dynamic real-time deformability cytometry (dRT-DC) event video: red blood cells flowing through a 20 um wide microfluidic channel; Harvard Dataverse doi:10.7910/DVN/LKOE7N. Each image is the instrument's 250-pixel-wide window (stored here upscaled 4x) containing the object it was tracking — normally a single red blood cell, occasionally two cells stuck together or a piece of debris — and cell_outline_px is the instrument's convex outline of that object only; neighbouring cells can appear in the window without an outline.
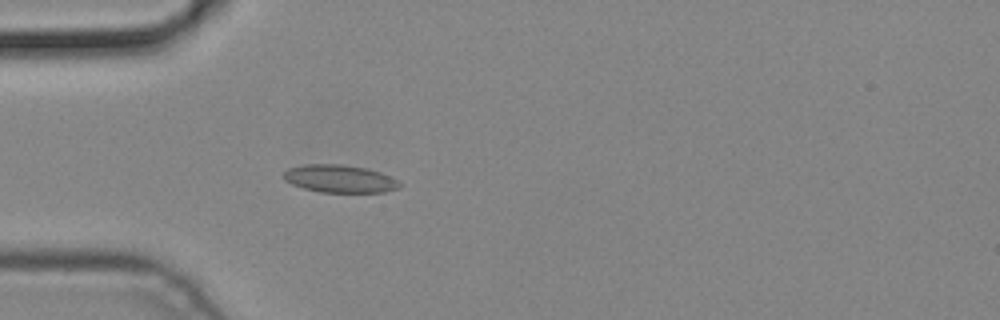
{"species": "common noctule bat (a hibernating species)", "species_latin": "Nyctalus noctula", "temperature_condition": "cold", "stored_images_in_passage": 5, "camera_frame_rate_fps": 3000, "um_per_image_px": 0.085, "animal": {"sex": "male", "body_mass_g": 19.2, "forearm_length_mm": 51.8}, "frame": {"image": 1, "passage_image": 5, "time_ms": 1.333, "image_size_px": [1000, 320], "cell_outline_px": [[404, 184], [400, 188], [384, 192], [320, 192], [304, 188], [292, 184], [284, 180], [284, 172], [288, 168], [304, 164], [344, 164], [364, 168], [380, 172]], "centroid_in_image_um": [28.88, 15.19], "position_along_channel_um": 56.1, "area_um2": 18.73}}